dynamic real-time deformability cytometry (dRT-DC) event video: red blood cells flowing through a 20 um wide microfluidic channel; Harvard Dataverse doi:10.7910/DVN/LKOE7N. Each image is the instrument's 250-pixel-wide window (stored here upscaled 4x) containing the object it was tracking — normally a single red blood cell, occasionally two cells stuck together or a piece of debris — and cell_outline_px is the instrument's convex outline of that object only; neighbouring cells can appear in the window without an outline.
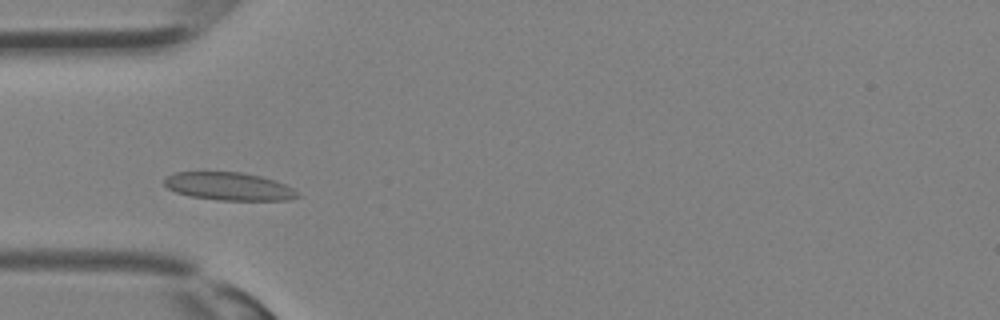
{"species": "Egyptian fruit bat (a non-hibernating species)", "species_latin": "Rousettus aegyptiacus", "temperature_condition": "room temperature", "stored_images_in_passage": 30, "camera_frame_rate_fps": 3000, "um_per_image_px": 0.085, "animal": {"sex": "female"}, "frame": {"image": 1, "passage_image": 7, "time_ms": 2.0, "image_size_px": [1000, 320], "cell_outline_px": [[300, 196], [288, 200], [216, 200], [192, 196], [176, 192], [168, 188], [164, 184], [164, 180], [168, 176], [176, 172], [240, 172], [260, 176], [284, 184], [300, 192]], "centroid_in_image_um": [19.47, 15.85], "position_along_channel_um": 65.5, "area_um2": 21.5}}
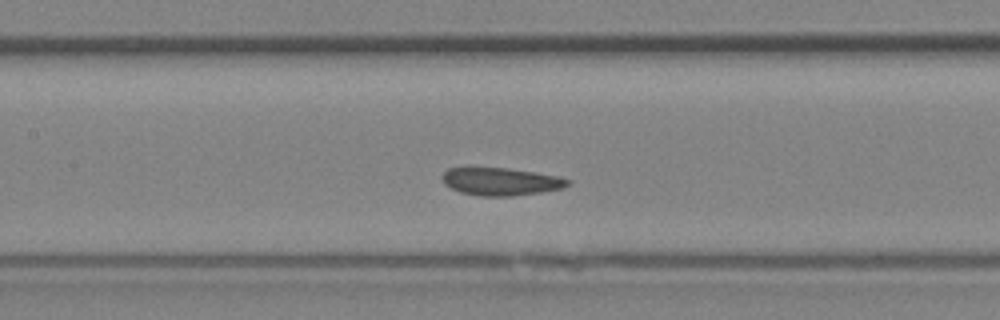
{"frame": {"image": 2, "passage_image": 12, "time_ms": 3.667, "image_size_px": [1000, 320], "cell_outline_px": [[572, 180], [564, 188], [540, 192], [512, 196], [480, 196], [460, 192], [444, 184], [444, 172], [448, 168], [468, 164], [508, 168], [536, 172], [556, 176]], "centroid_in_image_um": [42.51, 15.38], "position_along_channel_um": 164.9, "area_um2": 20.92}}
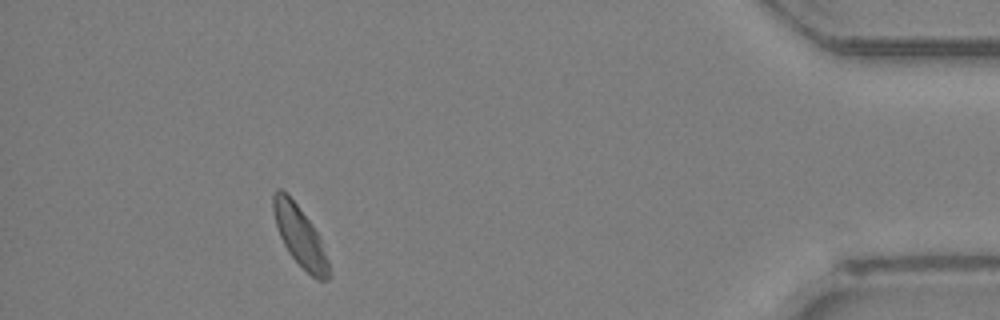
{"frame": {"image": 3, "passage_image": 27, "time_ms": 8.667, "image_size_px": [1000, 320], "cell_outline_px": [[332, 276], [328, 280], [320, 280], [312, 276], [288, 252], [280, 236], [276, 224], [272, 208], [272, 196], [276, 188], [280, 188], [296, 204], [312, 224], [320, 236], [328, 260]], "centroid_in_image_um": [25.51, 20.09], "position_along_channel_um": 409.7, "area_um2": 19.31}}